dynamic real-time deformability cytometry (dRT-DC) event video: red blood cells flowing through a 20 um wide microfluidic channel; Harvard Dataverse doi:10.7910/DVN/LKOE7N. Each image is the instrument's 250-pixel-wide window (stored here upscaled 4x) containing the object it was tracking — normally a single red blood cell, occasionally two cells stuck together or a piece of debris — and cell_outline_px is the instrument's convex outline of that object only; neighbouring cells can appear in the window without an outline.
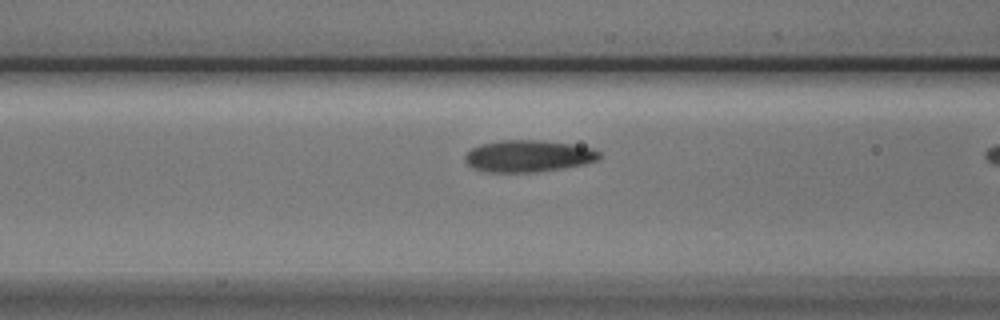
{"species": "Egyptian fruit bat (a non-hibernating species)", "species_latin": "Rousettus aegyptiacus", "temperature_condition": "cold", "stored_images_in_passage": 10, "camera_frame_rate_fps": 3000, "um_per_image_px": 0.085, "animal": {"sex": "male"}, "frame": {"image": 1, "passage_image": 9, "time_ms": 2.667, "image_size_px": [1000, 320], "cell_outline_px": [[600, 156], [596, 160], [584, 164], [564, 168], [536, 172], [488, 172], [472, 168], [464, 160], [464, 156], [472, 148], [480, 144], [500, 140], [536, 140], [572, 144], [592, 148], [600, 152]], "centroid_in_image_um": [44.88, 13.27], "position_along_channel_um": 121.7, "area_um2": 24.91}}